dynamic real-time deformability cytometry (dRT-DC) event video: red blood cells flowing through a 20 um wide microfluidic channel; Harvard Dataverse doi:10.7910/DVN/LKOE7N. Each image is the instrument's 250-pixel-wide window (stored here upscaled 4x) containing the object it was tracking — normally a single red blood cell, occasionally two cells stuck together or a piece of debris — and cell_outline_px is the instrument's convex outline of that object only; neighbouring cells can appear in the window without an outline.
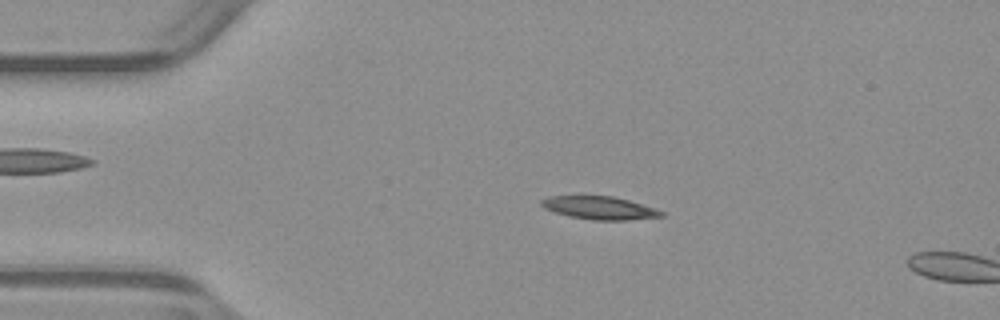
{"species": "common noctule bat (a hibernating species)", "species_latin": "Nyctalus noctula", "temperature_condition": "warm", "stored_images_in_passage": 12, "camera_frame_rate_fps": 3000, "um_per_image_px": 0.085, "animal": {"sex": "male", "body_mass_g": 23.1, "forearm_length_mm": 52.7}, "frame": {"image": 1, "passage_image": 10, "time_ms": 3.0, "image_size_px": [1000, 320], "cell_outline_px": [[664, 216], [628, 220], [592, 220], [568, 216], [544, 208], [540, 204], [540, 200], [548, 196], [612, 196], [628, 200], [656, 208], [664, 212]], "centroid_in_image_um": [50.96, 17.67], "position_along_channel_um": 34.0, "area_um2": 16.07}}